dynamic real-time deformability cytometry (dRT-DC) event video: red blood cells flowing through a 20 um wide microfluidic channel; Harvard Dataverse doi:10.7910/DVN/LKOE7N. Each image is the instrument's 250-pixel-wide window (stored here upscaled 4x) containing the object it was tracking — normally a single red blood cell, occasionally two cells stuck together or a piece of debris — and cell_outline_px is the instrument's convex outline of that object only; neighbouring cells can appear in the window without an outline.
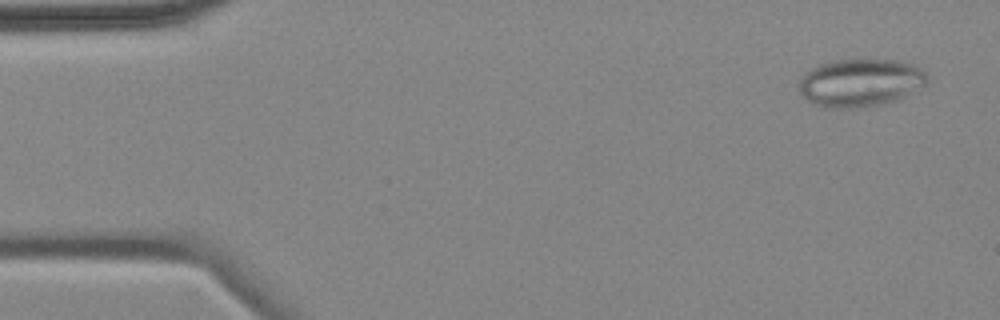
{"species": "common noctule bat (a hibernating species)", "species_latin": "Nyctalus noctula", "temperature_condition": "cold", "stored_images_in_passage": 3, "camera_frame_rate_fps": 3000, "um_per_image_px": 0.085, "animal": {"sex": "female", "body_mass_g": 18.4}, "frame": {"image": 1, "passage_image": 1, "time_ms": 0.0, "image_size_px": [1000, 320], "cell_outline_px": [[928, 80], [924, 84], [904, 96], [896, 100], [876, 104], [848, 108], [828, 108], [816, 104], [808, 100], [800, 92], [800, 80], [804, 72], [820, 64], [832, 60], [896, 60], [912, 64], [920, 68], [928, 76]], "centroid_in_image_um": [73.1, 7.01], "position_along_channel_um": 11.9, "area_um2": 35.14}}